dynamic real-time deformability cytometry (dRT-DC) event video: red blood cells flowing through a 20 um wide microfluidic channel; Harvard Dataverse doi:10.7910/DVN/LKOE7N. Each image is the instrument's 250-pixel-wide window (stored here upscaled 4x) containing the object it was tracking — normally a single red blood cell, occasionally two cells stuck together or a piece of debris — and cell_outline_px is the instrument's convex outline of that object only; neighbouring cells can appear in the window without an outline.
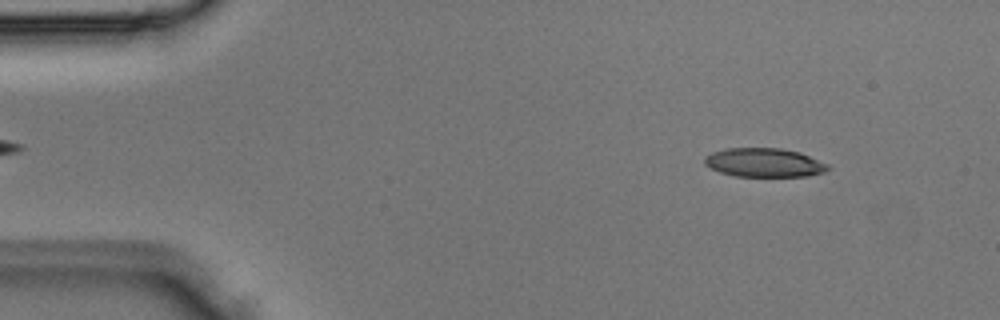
{"species": "Egyptian fruit bat (a non-hibernating species)", "species_latin": "Rousettus aegyptiacus", "temperature_condition": "room temperature", "stored_images_in_passage": 3, "camera_frame_rate_fps": 3000, "um_per_image_px": 0.085, "animal": {"sex": "male"}, "frame": {"image": 1, "passage_image": 1, "time_ms": 0.0, "image_size_px": [1000, 320], "cell_outline_px": [[832, 168], [824, 172], [808, 176], [736, 176], [720, 172], [704, 164], [704, 156], [712, 152], [724, 148], [780, 148], [800, 152], [828, 164]], "centroid_in_image_um": [64.96, 13.81], "position_along_channel_um": 20.0, "area_um2": 20.81}}
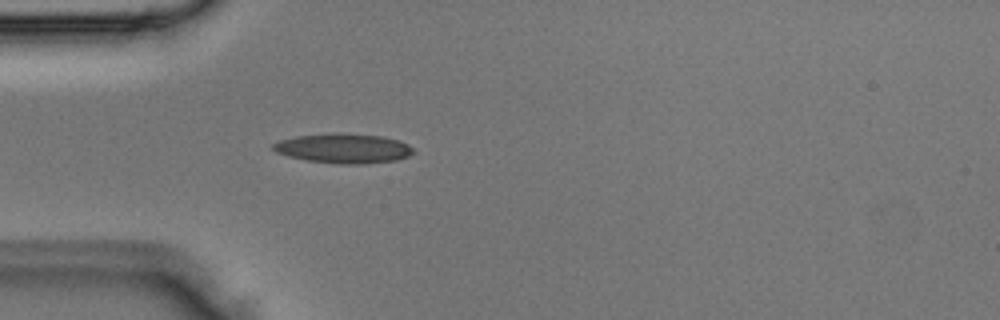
{"frame": {"image": 2, "passage_image": 3, "time_ms": 0.667, "image_size_px": [1000, 320], "cell_outline_px": [[416, 152], [408, 156], [396, 160], [360, 164], [340, 164], [308, 160], [288, 156], [276, 152], [272, 148], [272, 144], [280, 140], [296, 136], [332, 132], [340, 132], [380, 136], [400, 140], [408, 144]], "centroid_in_image_um": [29.2, 12.6], "position_along_channel_um": 55.8, "area_um2": 24.33}}